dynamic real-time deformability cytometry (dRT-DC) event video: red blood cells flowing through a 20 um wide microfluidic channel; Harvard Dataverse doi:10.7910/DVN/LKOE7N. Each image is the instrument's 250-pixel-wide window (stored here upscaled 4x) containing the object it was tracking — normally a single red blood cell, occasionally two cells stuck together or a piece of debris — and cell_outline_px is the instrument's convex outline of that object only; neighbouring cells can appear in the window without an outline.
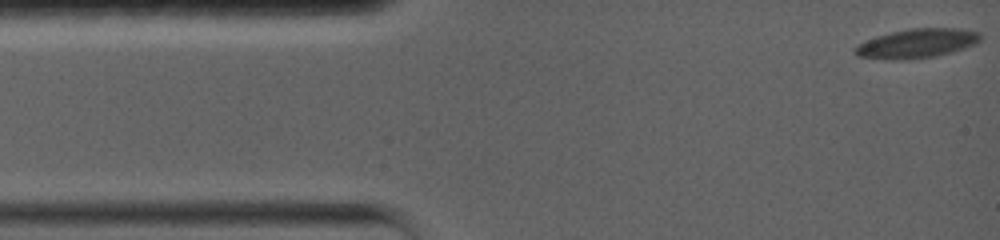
{"species": "common noctule bat (a hibernating species)", "species_latin": "Nyctalus noctula", "temperature_condition": "warm", "stored_images_in_passage": 99, "camera_frame_rate_fps": 5000, "um_per_image_px": 0.085, "animal": {"sex": "female", "body_mass_g": 19.0, "forearm_length_mm": 56.7}, "frame": {"image": 1, "passage_image": 1, "time_ms": 0.0, "image_size_px": [1000, 240], "cell_outline_px": [[980, 40], [976, 44], [964, 48], [936, 56], [908, 60], [892, 60], [856, 56], [852, 52], [852, 48], [856, 44], [876, 36], [892, 32], [912, 28], [960, 28], [980, 32]], "centroid_in_image_um": [77.89, 3.7], "position_along_channel_um": 7.1, "area_um2": 21.62}}
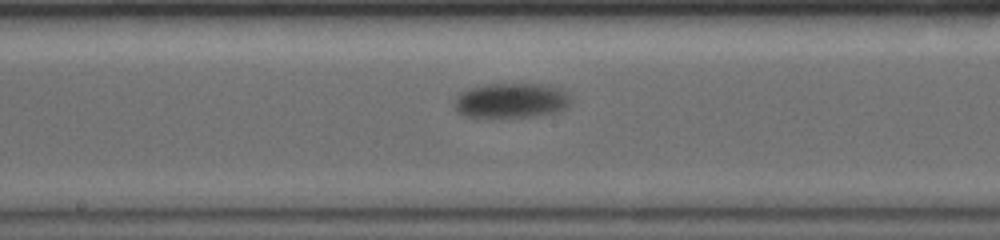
{"frame": {"image": 2, "passage_image": 43, "time_ms": 8.4, "image_size_px": [1000, 240], "cell_outline_px": [[572, 96], [568, 108], [556, 112], [528, 116], [468, 116], [460, 112], [452, 104], [456, 96], [460, 92], [468, 88], [488, 84], [544, 84], [560, 88]], "centroid_in_image_um": [43.48, 8.51], "position_along_channel_um": 204.7, "area_um2": 23.52}}
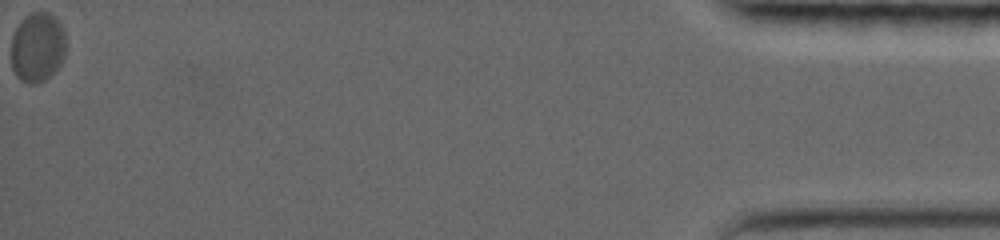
{"frame": {"image": 3, "passage_image": 99, "time_ms": 19.6, "image_size_px": [1000, 240], "cell_outline_px": [[64, 56], [60, 64], [48, 76], [40, 80], [24, 80], [12, 68], [12, 36], [16, 28], [24, 16], [32, 12], [48, 12], [56, 16], [64, 32]], "centroid_in_image_um": [3.19, 3.91], "position_along_channel_um": 432.0, "area_um2": 21.39}}